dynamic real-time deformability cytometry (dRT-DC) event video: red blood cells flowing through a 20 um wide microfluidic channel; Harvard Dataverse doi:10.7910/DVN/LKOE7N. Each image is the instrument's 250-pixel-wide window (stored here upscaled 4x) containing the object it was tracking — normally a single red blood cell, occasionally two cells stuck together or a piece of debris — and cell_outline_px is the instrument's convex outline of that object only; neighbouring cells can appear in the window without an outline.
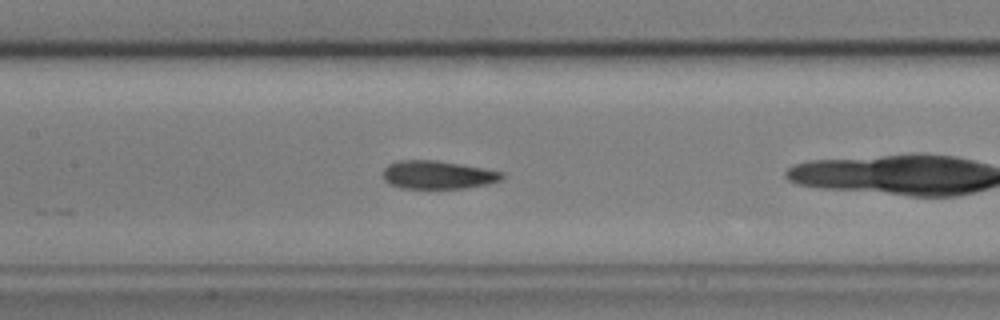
{"species": "common noctule bat (a hibernating species)", "species_latin": "Nyctalus noctula", "temperature_condition": "cold", "stored_images_in_passage": 41, "camera_frame_rate_fps": 3000, "um_per_image_px": 0.085, "animal": {"sex": "male", "body_mass_g": 17.9, "forearm_length_mm": 54.2}, "frame": {"image": 1, "passage_image": 10, "time_ms": 3.0, "image_size_px": [1000, 320], "cell_outline_px": [[504, 176], [500, 180], [488, 184], [464, 188], [400, 188], [388, 184], [384, 180], [384, 168], [388, 164], [400, 160], [436, 160], [484, 168], [504, 172]], "centroid_in_image_um": [37.2, 14.86], "position_along_channel_um": 170.2, "area_um2": 19.59}}
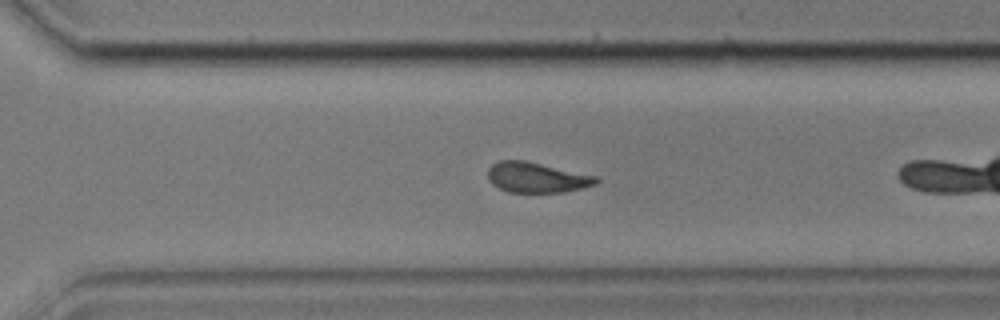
{"frame": {"image": 2, "passage_image": 23, "time_ms": 7.333, "image_size_px": [1000, 320], "cell_outline_px": [[600, 180], [596, 184], [584, 188], [564, 192], [508, 192], [492, 184], [488, 180], [488, 168], [492, 164], [500, 160], [524, 160], [596, 176]], "centroid_in_image_um": [45.61, 15.09], "position_along_channel_um": 325.0, "area_um2": 19.07}}
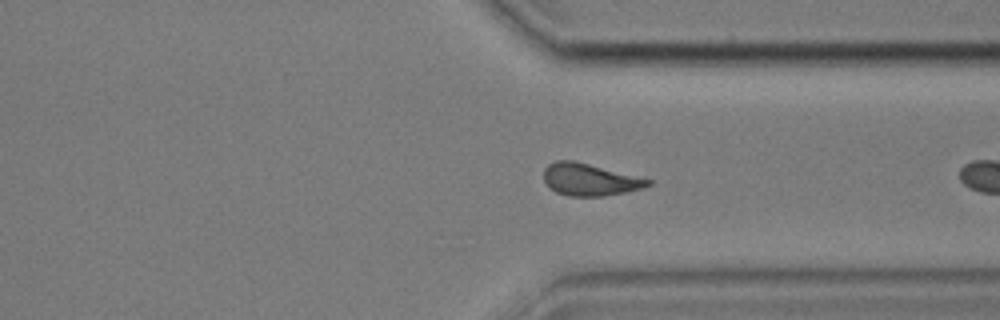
{"frame": {"image": 3, "passage_image": 26, "time_ms": 8.333, "image_size_px": [1000, 320], "cell_outline_px": [[652, 184], [640, 188], [624, 192], [604, 196], [568, 196], [556, 192], [544, 180], [544, 168], [548, 164], [556, 160], [576, 160], [652, 180]], "centroid_in_image_um": [50.11, 15.25], "position_along_channel_um": 361.3, "area_um2": 19.42}, "authors_computed_cell_mechanics": {"area_um2": 19.8832, "velocity_mm_per_s": 3.5817, "shape_relaxation_time_tau1_ms": 8.7719, "shape_relaxation_time_tau2_ms": 2.0516, "deformation_change_tau1": 0.1548, "deformation_change_tau2": 0.0638}}